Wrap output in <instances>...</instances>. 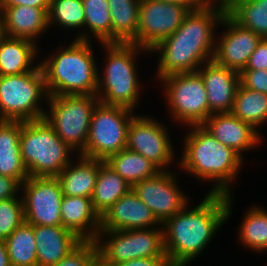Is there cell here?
I'll return each mask as SVG.
<instances>
[{
  "label": "cell",
  "mask_w": 267,
  "mask_h": 266,
  "mask_svg": "<svg viewBox=\"0 0 267 266\" xmlns=\"http://www.w3.org/2000/svg\"><path fill=\"white\" fill-rule=\"evenodd\" d=\"M226 12L227 8L214 0H206L201 6L191 9L177 30L150 50L160 53L157 79L196 72L211 61L216 43L215 28Z\"/></svg>",
  "instance_id": "cell-1"
},
{
  "label": "cell",
  "mask_w": 267,
  "mask_h": 266,
  "mask_svg": "<svg viewBox=\"0 0 267 266\" xmlns=\"http://www.w3.org/2000/svg\"><path fill=\"white\" fill-rule=\"evenodd\" d=\"M194 208L187 204L165 220V252L172 266H189L232 214V195L208 193Z\"/></svg>",
  "instance_id": "cell-2"
},
{
  "label": "cell",
  "mask_w": 267,
  "mask_h": 266,
  "mask_svg": "<svg viewBox=\"0 0 267 266\" xmlns=\"http://www.w3.org/2000/svg\"><path fill=\"white\" fill-rule=\"evenodd\" d=\"M84 31L64 50L60 48L40 62L49 95L97 94L99 71L91 48L92 36Z\"/></svg>",
  "instance_id": "cell-3"
},
{
  "label": "cell",
  "mask_w": 267,
  "mask_h": 266,
  "mask_svg": "<svg viewBox=\"0 0 267 266\" xmlns=\"http://www.w3.org/2000/svg\"><path fill=\"white\" fill-rule=\"evenodd\" d=\"M189 127L192 129L185 136L179 166L197 179L214 181L209 193L231 195L230 184L241 170L243 158L202 126Z\"/></svg>",
  "instance_id": "cell-4"
},
{
  "label": "cell",
  "mask_w": 267,
  "mask_h": 266,
  "mask_svg": "<svg viewBox=\"0 0 267 266\" xmlns=\"http://www.w3.org/2000/svg\"><path fill=\"white\" fill-rule=\"evenodd\" d=\"M101 45L107 51V60L103 75L98 73L97 98L103 104L134 110L139 103L141 86L135 62L138 53L150 51L133 43Z\"/></svg>",
  "instance_id": "cell-5"
},
{
  "label": "cell",
  "mask_w": 267,
  "mask_h": 266,
  "mask_svg": "<svg viewBox=\"0 0 267 266\" xmlns=\"http://www.w3.org/2000/svg\"><path fill=\"white\" fill-rule=\"evenodd\" d=\"M20 152L30 177H57L63 168L72 162L70 156L74 150L43 118L23 121Z\"/></svg>",
  "instance_id": "cell-6"
},
{
  "label": "cell",
  "mask_w": 267,
  "mask_h": 266,
  "mask_svg": "<svg viewBox=\"0 0 267 266\" xmlns=\"http://www.w3.org/2000/svg\"><path fill=\"white\" fill-rule=\"evenodd\" d=\"M48 96L40 63L29 72L0 76V120L43 119L48 111L39 104Z\"/></svg>",
  "instance_id": "cell-7"
},
{
  "label": "cell",
  "mask_w": 267,
  "mask_h": 266,
  "mask_svg": "<svg viewBox=\"0 0 267 266\" xmlns=\"http://www.w3.org/2000/svg\"><path fill=\"white\" fill-rule=\"evenodd\" d=\"M104 236L109 239H103ZM95 242L98 260L106 266L139 258L167 257L163 229L160 226L132 230H99Z\"/></svg>",
  "instance_id": "cell-8"
},
{
  "label": "cell",
  "mask_w": 267,
  "mask_h": 266,
  "mask_svg": "<svg viewBox=\"0 0 267 266\" xmlns=\"http://www.w3.org/2000/svg\"><path fill=\"white\" fill-rule=\"evenodd\" d=\"M47 101L50 112H46L44 118L56 134L80 154L85 149L90 121L99 99L96 95H49Z\"/></svg>",
  "instance_id": "cell-9"
},
{
  "label": "cell",
  "mask_w": 267,
  "mask_h": 266,
  "mask_svg": "<svg viewBox=\"0 0 267 266\" xmlns=\"http://www.w3.org/2000/svg\"><path fill=\"white\" fill-rule=\"evenodd\" d=\"M133 110L99 102L93 111L85 149L79 154L105 161L126 149L127 132Z\"/></svg>",
  "instance_id": "cell-10"
},
{
  "label": "cell",
  "mask_w": 267,
  "mask_h": 266,
  "mask_svg": "<svg viewBox=\"0 0 267 266\" xmlns=\"http://www.w3.org/2000/svg\"><path fill=\"white\" fill-rule=\"evenodd\" d=\"M160 82L164 83L165 100L173 121L201 126L210 117L206 89L198 71L169 75Z\"/></svg>",
  "instance_id": "cell-11"
},
{
  "label": "cell",
  "mask_w": 267,
  "mask_h": 266,
  "mask_svg": "<svg viewBox=\"0 0 267 266\" xmlns=\"http://www.w3.org/2000/svg\"><path fill=\"white\" fill-rule=\"evenodd\" d=\"M190 10L186 4L141 0L137 36L133 44L150 51L177 30Z\"/></svg>",
  "instance_id": "cell-12"
},
{
  "label": "cell",
  "mask_w": 267,
  "mask_h": 266,
  "mask_svg": "<svg viewBox=\"0 0 267 266\" xmlns=\"http://www.w3.org/2000/svg\"><path fill=\"white\" fill-rule=\"evenodd\" d=\"M20 192L25 221L31 225H62L61 202L63 193L56 177H28Z\"/></svg>",
  "instance_id": "cell-13"
},
{
  "label": "cell",
  "mask_w": 267,
  "mask_h": 266,
  "mask_svg": "<svg viewBox=\"0 0 267 266\" xmlns=\"http://www.w3.org/2000/svg\"><path fill=\"white\" fill-rule=\"evenodd\" d=\"M168 133L165 125L158 120L136 114L128 127L126 148L142 154L161 171H167L175 158Z\"/></svg>",
  "instance_id": "cell-14"
},
{
  "label": "cell",
  "mask_w": 267,
  "mask_h": 266,
  "mask_svg": "<svg viewBox=\"0 0 267 266\" xmlns=\"http://www.w3.org/2000/svg\"><path fill=\"white\" fill-rule=\"evenodd\" d=\"M177 183L174 172L160 171L154 177L136 183L132 189L162 224L189 204Z\"/></svg>",
  "instance_id": "cell-15"
},
{
  "label": "cell",
  "mask_w": 267,
  "mask_h": 266,
  "mask_svg": "<svg viewBox=\"0 0 267 266\" xmlns=\"http://www.w3.org/2000/svg\"><path fill=\"white\" fill-rule=\"evenodd\" d=\"M220 25L226 27L216 39L213 61L220 66L240 73L262 39L254 31L237 23L227 12ZM219 41V42H218Z\"/></svg>",
  "instance_id": "cell-16"
},
{
  "label": "cell",
  "mask_w": 267,
  "mask_h": 266,
  "mask_svg": "<svg viewBox=\"0 0 267 266\" xmlns=\"http://www.w3.org/2000/svg\"><path fill=\"white\" fill-rule=\"evenodd\" d=\"M151 209L131 189L101 217L100 230H132L160 226Z\"/></svg>",
  "instance_id": "cell-17"
},
{
  "label": "cell",
  "mask_w": 267,
  "mask_h": 266,
  "mask_svg": "<svg viewBox=\"0 0 267 266\" xmlns=\"http://www.w3.org/2000/svg\"><path fill=\"white\" fill-rule=\"evenodd\" d=\"M203 79L209 103L210 116L231 112L239 86V73L220 66L213 60L197 70Z\"/></svg>",
  "instance_id": "cell-18"
},
{
  "label": "cell",
  "mask_w": 267,
  "mask_h": 266,
  "mask_svg": "<svg viewBox=\"0 0 267 266\" xmlns=\"http://www.w3.org/2000/svg\"><path fill=\"white\" fill-rule=\"evenodd\" d=\"M201 126L242 158V152L255 148L261 141L257 129L238 119L231 112L212 114Z\"/></svg>",
  "instance_id": "cell-19"
},
{
  "label": "cell",
  "mask_w": 267,
  "mask_h": 266,
  "mask_svg": "<svg viewBox=\"0 0 267 266\" xmlns=\"http://www.w3.org/2000/svg\"><path fill=\"white\" fill-rule=\"evenodd\" d=\"M34 236L37 266L57 264L83 241L74 232L62 225H34Z\"/></svg>",
  "instance_id": "cell-20"
},
{
  "label": "cell",
  "mask_w": 267,
  "mask_h": 266,
  "mask_svg": "<svg viewBox=\"0 0 267 266\" xmlns=\"http://www.w3.org/2000/svg\"><path fill=\"white\" fill-rule=\"evenodd\" d=\"M62 226L83 241H95L100 230V216L89 197L65 196L61 202Z\"/></svg>",
  "instance_id": "cell-21"
},
{
  "label": "cell",
  "mask_w": 267,
  "mask_h": 266,
  "mask_svg": "<svg viewBox=\"0 0 267 266\" xmlns=\"http://www.w3.org/2000/svg\"><path fill=\"white\" fill-rule=\"evenodd\" d=\"M49 8L24 5L3 7L5 36L36 42L49 29ZM36 40V41H35Z\"/></svg>",
  "instance_id": "cell-22"
},
{
  "label": "cell",
  "mask_w": 267,
  "mask_h": 266,
  "mask_svg": "<svg viewBox=\"0 0 267 266\" xmlns=\"http://www.w3.org/2000/svg\"><path fill=\"white\" fill-rule=\"evenodd\" d=\"M22 124L20 120H0V175L20 185L29 177L20 152Z\"/></svg>",
  "instance_id": "cell-23"
},
{
  "label": "cell",
  "mask_w": 267,
  "mask_h": 266,
  "mask_svg": "<svg viewBox=\"0 0 267 266\" xmlns=\"http://www.w3.org/2000/svg\"><path fill=\"white\" fill-rule=\"evenodd\" d=\"M69 163L56 177L65 196L91 198L99 173V160L78 154V161Z\"/></svg>",
  "instance_id": "cell-24"
},
{
  "label": "cell",
  "mask_w": 267,
  "mask_h": 266,
  "mask_svg": "<svg viewBox=\"0 0 267 266\" xmlns=\"http://www.w3.org/2000/svg\"><path fill=\"white\" fill-rule=\"evenodd\" d=\"M38 46L22 38L3 36L0 38V76L19 75L32 71Z\"/></svg>",
  "instance_id": "cell-25"
},
{
  "label": "cell",
  "mask_w": 267,
  "mask_h": 266,
  "mask_svg": "<svg viewBox=\"0 0 267 266\" xmlns=\"http://www.w3.org/2000/svg\"><path fill=\"white\" fill-rule=\"evenodd\" d=\"M131 189L132 186L105 161L99 160V173L91 200L93 209L100 217Z\"/></svg>",
  "instance_id": "cell-26"
},
{
  "label": "cell",
  "mask_w": 267,
  "mask_h": 266,
  "mask_svg": "<svg viewBox=\"0 0 267 266\" xmlns=\"http://www.w3.org/2000/svg\"><path fill=\"white\" fill-rule=\"evenodd\" d=\"M141 0H108L112 22V43H133L139 24Z\"/></svg>",
  "instance_id": "cell-27"
},
{
  "label": "cell",
  "mask_w": 267,
  "mask_h": 266,
  "mask_svg": "<svg viewBox=\"0 0 267 266\" xmlns=\"http://www.w3.org/2000/svg\"><path fill=\"white\" fill-rule=\"evenodd\" d=\"M105 162L132 187L139 181L154 177L161 171L142 154L127 148L109 156Z\"/></svg>",
  "instance_id": "cell-28"
},
{
  "label": "cell",
  "mask_w": 267,
  "mask_h": 266,
  "mask_svg": "<svg viewBox=\"0 0 267 266\" xmlns=\"http://www.w3.org/2000/svg\"><path fill=\"white\" fill-rule=\"evenodd\" d=\"M231 113L254 129H259L258 127L267 122V94L239 84Z\"/></svg>",
  "instance_id": "cell-29"
},
{
  "label": "cell",
  "mask_w": 267,
  "mask_h": 266,
  "mask_svg": "<svg viewBox=\"0 0 267 266\" xmlns=\"http://www.w3.org/2000/svg\"><path fill=\"white\" fill-rule=\"evenodd\" d=\"M5 243L11 266H37L34 225L24 221Z\"/></svg>",
  "instance_id": "cell-30"
},
{
  "label": "cell",
  "mask_w": 267,
  "mask_h": 266,
  "mask_svg": "<svg viewBox=\"0 0 267 266\" xmlns=\"http://www.w3.org/2000/svg\"><path fill=\"white\" fill-rule=\"evenodd\" d=\"M227 13L244 28L267 38V0H234Z\"/></svg>",
  "instance_id": "cell-31"
},
{
  "label": "cell",
  "mask_w": 267,
  "mask_h": 266,
  "mask_svg": "<svg viewBox=\"0 0 267 266\" xmlns=\"http://www.w3.org/2000/svg\"><path fill=\"white\" fill-rule=\"evenodd\" d=\"M245 213L238 229V241L252 251H267V210L254 206Z\"/></svg>",
  "instance_id": "cell-32"
},
{
  "label": "cell",
  "mask_w": 267,
  "mask_h": 266,
  "mask_svg": "<svg viewBox=\"0 0 267 266\" xmlns=\"http://www.w3.org/2000/svg\"><path fill=\"white\" fill-rule=\"evenodd\" d=\"M85 22L84 29H89L100 43H112V22L108 0H82Z\"/></svg>",
  "instance_id": "cell-33"
},
{
  "label": "cell",
  "mask_w": 267,
  "mask_h": 266,
  "mask_svg": "<svg viewBox=\"0 0 267 266\" xmlns=\"http://www.w3.org/2000/svg\"><path fill=\"white\" fill-rule=\"evenodd\" d=\"M85 14L82 0H51L48 24L71 29L84 28Z\"/></svg>",
  "instance_id": "cell-34"
},
{
  "label": "cell",
  "mask_w": 267,
  "mask_h": 266,
  "mask_svg": "<svg viewBox=\"0 0 267 266\" xmlns=\"http://www.w3.org/2000/svg\"><path fill=\"white\" fill-rule=\"evenodd\" d=\"M24 221L22 198L0 200V239L8 238Z\"/></svg>",
  "instance_id": "cell-35"
},
{
  "label": "cell",
  "mask_w": 267,
  "mask_h": 266,
  "mask_svg": "<svg viewBox=\"0 0 267 266\" xmlns=\"http://www.w3.org/2000/svg\"><path fill=\"white\" fill-rule=\"evenodd\" d=\"M98 260L95 241H82L74 250L52 266H92Z\"/></svg>",
  "instance_id": "cell-36"
},
{
  "label": "cell",
  "mask_w": 267,
  "mask_h": 266,
  "mask_svg": "<svg viewBox=\"0 0 267 266\" xmlns=\"http://www.w3.org/2000/svg\"><path fill=\"white\" fill-rule=\"evenodd\" d=\"M242 87L267 94V70L244 69L239 73Z\"/></svg>",
  "instance_id": "cell-37"
},
{
  "label": "cell",
  "mask_w": 267,
  "mask_h": 266,
  "mask_svg": "<svg viewBox=\"0 0 267 266\" xmlns=\"http://www.w3.org/2000/svg\"><path fill=\"white\" fill-rule=\"evenodd\" d=\"M245 69L267 70V38L260 40Z\"/></svg>",
  "instance_id": "cell-38"
},
{
  "label": "cell",
  "mask_w": 267,
  "mask_h": 266,
  "mask_svg": "<svg viewBox=\"0 0 267 266\" xmlns=\"http://www.w3.org/2000/svg\"><path fill=\"white\" fill-rule=\"evenodd\" d=\"M20 187L15 179L0 175V200L17 197V194H20Z\"/></svg>",
  "instance_id": "cell-39"
},
{
  "label": "cell",
  "mask_w": 267,
  "mask_h": 266,
  "mask_svg": "<svg viewBox=\"0 0 267 266\" xmlns=\"http://www.w3.org/2000/svg\"><path fill=\"white\" fill-rule=\"evenodd\" d=\"M112 266H172L168 257L139 258L117 263Z\"/></svg>",
  "instance_id": "cell-40"
},
{
  "label": "cell",
  "mask_w": 267,
  "mask_h": 266,
  "mask_svg": "<svg viewBox=\"0 0 267 266\" xmlns=\"http://www.w3.org/2000/svg\"><path fill=\"white\" fill-rule=\"evenodd\" d=\"M51 0H2V7H14L24 5L35 8H50Z\"/></svg>",
  "instance_id": "cell-41"
},
{
  "label": "cell",
  "mask_w": 267,
  "mask_h": 266,
  "mask_svg": "<svg viewBox=\"0 0 267 266\" xmlns=\"http://www.w3.org/2000/svg\"><path fill=\"white\" fill-rule=\"evenodd\" d=\"M0 266H11L4 239H0Z\"/></svg>",
  "instance_id": "cell-42"
},
{
  "label": "cell",
  "mask_w": 267,
  "mask_h": 266,
  "mask_svg": "<svg viewBox=\"0 0 267 266\" xmlns=\"http://www.w3.org/2000/svg\"><path fill=\"white\" fill-rule=\"evenodd\" d=\"M159 1L186 4L191 9H195L201 6L206 0H159Z\"/></svg>",
  "instance_id": "cell-43"
},
{
  "label": "cell",
  "mask_w": 267,
  "mask_h": 266,
  "mask_svg": "<svg viewBox=\"0 0 267 266\" xmlns=\"http://www.w3.org/2000/svg\"><path fill=\"white\" fill-rule=\"evenodd\" d=\"M5 36L4 30V12L3 7L0 5V38Z\"/></svg>",
  "instance_id": "cell-44"
},
{
  "label": "cell",
  "mask_w": 267,
  "mask_h": 266,
  "mask_svg": "<svg viewBox=\"0 0 267 266\" xmlns=\"http://www.w3.org/2000/svg\"><path fill=\"white\" fill-rule=\"evenodd\" d=\"M215 1L219 2L221 5L227 8L234 0H215Z\"/></svg>",
  "instance_id": "cell-45"
},
{
  "label": "cell",
  "mask_w": 267,
  "mask_h": 266,
  "mask_svg": "<svg viewBox=\"0 0 267 266\" xmlns=\"http://www.w3.org/2000/svg\"><path fill=\"white\" fill-rule=\"evenodd\" d=\"M92 266H106L102 264L99 260H97Z\"/></svg>",
  "instance_id": "cell-46"
}]
</instances>
